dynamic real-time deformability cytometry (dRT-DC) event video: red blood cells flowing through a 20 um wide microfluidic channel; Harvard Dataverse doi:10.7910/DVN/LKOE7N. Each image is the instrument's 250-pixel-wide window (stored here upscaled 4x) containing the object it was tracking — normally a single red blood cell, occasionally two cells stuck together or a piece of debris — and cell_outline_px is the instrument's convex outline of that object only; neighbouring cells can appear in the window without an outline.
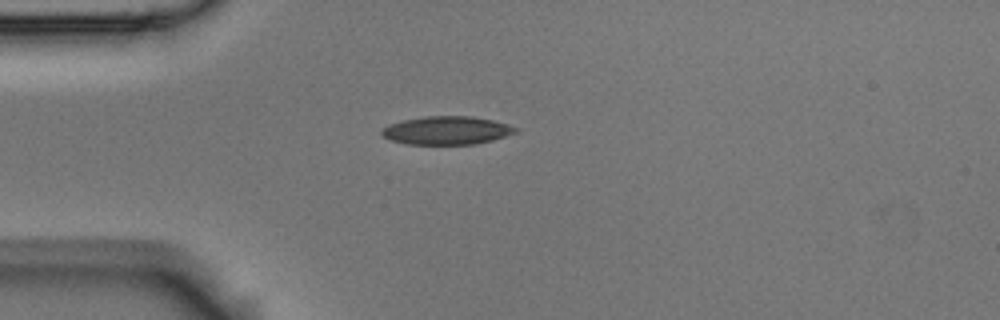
{"species": "Egyptian fruit bat (a non-hibernating species)", "species_latin": "Rousettus aegyptiacus", "temperature_condition": "room temperature", "stored_images_in_passage": 31, "camera_frame_rate_fps": 3000, "um_per_image_px": 0.085, "animal": {"sex": "male"}, "frame": {"image": 1, "passage_image": 1, "time_ms": 0.0, "image_size_px": [1000, 320], "cell_outline_px": [[520, 128], [516, 132], [492, 140], [472, 144], [408, 144], [392, 140], [384, 136], [380, 132], [388, 124], [404, 120], [424, 116], [472, 116], [492, 120], [508, 124]], "centroid_in_image_um": [37.99, 11.07], "position_along_channel_um": 47.0, "area_um2": 21.85}}
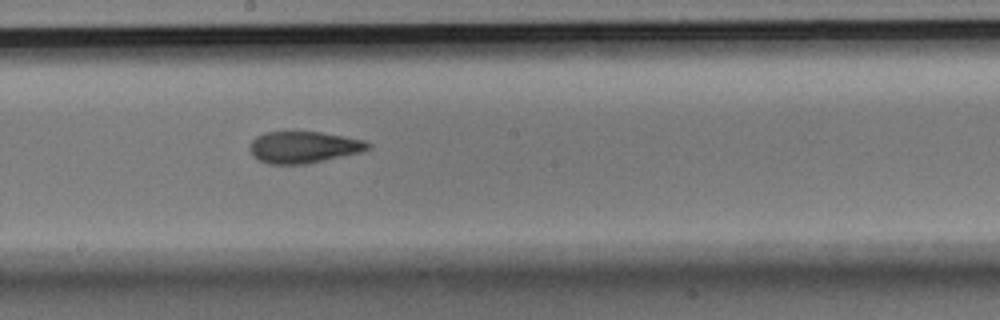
{"frame": {"image": 2, "passage_image": 17, "time_ms": 5.333, "image_size_px": [1000, 320], "cell_outline_px": [[372, 148], [360, 152], [324, 160], [304, 164], [268, 164], [260, 160], [252, 152], [252, 140], [256, 136], [264, 132], [320, 132], [344, 136], [364, 140], [372, 144]], "centroid_in_image_um": [25.86, 12.5], "position_along_channel_um": 222.3, "area_um2": 21.5}}
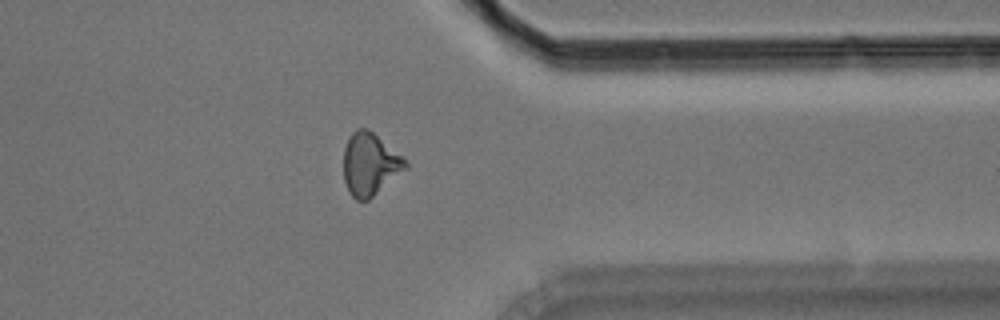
{"frame": {"image": 3, "passage_image": 31, "time_ms": 10.0, "image_size_px": [1000, 320], "cell_outline_px": [[408, 168], [368, 200], [356, 200], [348, 192], [344, 180], [344, 148], [352, 132], [356, 128], [368, 128], [400, 156], [408, 164]], "centroid_in_image_um": [31.42, 13.97], "position_along_channel_um": 380.0, "area_um2": 22.2}, "authors_computed_cell_mechanics": {"area_um2": 22.0218, "velocity_mm_per_s": 3.5441, "shape_relaxation_time_tau1_ms": 8.6242, "shape_relaxation_time_tau2_ms": 2.5451, "deformation_change_tau1": 0.2131, "deformation_change_tau2": 0.0942}}